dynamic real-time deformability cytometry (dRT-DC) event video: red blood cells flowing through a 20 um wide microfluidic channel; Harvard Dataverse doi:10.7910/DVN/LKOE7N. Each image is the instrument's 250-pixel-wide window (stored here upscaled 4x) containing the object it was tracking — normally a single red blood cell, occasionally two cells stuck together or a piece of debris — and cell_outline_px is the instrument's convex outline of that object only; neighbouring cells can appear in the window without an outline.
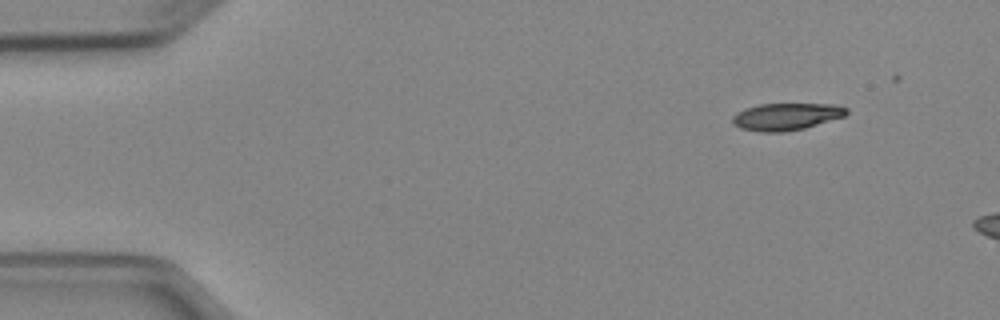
{"species": "Egyptian fruit bat (a non-hibernating species)", "species_latin": "Rousettus aegyptiacus", "temperature_condition": "cold", "stored_images_in_passage": 5, "camera_frame_rate_fps": 3000, "um_per_image_px": 0.085, "animal": {"sex": "female"}, "frame": {"image": 1, "passage_image": 1, "time_ms": 0.0, "image_size_px": [1000, 320], "cell_outline_px": [[848, 112], [844, 116], [804, 128], [784, 132], [760, 132], [740, 128], [732, 124], [732, 116], [736, 112], [744, 108], [760, 104], [836, 104], [848, 108]], "centroid_in_image_um": [66.79, 9.91], "position_along_channel_um": 18.2, "area_um2": 18.09}}
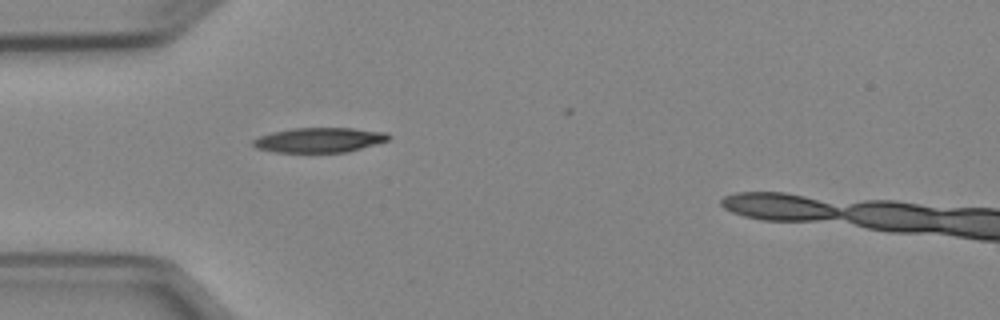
{"frame": {"image": 2, "passage_image": 4, "time_ms": 3.333, "image_size_px": [1000, 320], "cell_outline_px": [[392, 136], [388, 140], [348, 152], [276, 152], [256, 148], [252, 144], [252, 140], [260, 136], [272, 132], [292, 128], [352, 128], [384, 132]], "centroid_in_image_um": [27.12, 11.9], "position_along_channel_um": 57.9, "area_um2": 19.48}}